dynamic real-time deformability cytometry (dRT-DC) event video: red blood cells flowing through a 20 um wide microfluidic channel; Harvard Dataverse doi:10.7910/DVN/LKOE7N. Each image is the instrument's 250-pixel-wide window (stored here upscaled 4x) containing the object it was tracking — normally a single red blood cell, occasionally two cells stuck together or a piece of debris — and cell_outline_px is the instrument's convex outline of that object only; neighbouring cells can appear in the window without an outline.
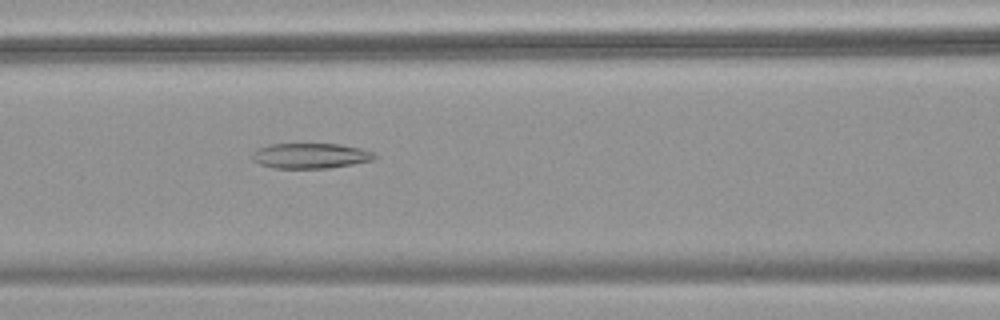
{"species": "common noctule bat (a hibernating species)", "species_latin": "Nyctalus noctula", "temperature_condition": "warm", "stored_images_in_passage": 54, "camera_frame_rate_fps": 3000, "um_per_image_px": 0.085, "animal": {"sex": "female", "body_mass_g": 18.4}, "frame": {"image": 1, "passage_image": 24, "time_ms": 7.667, "image_size_px": [1000, 320], "cell_outline_px": [[376, 156], [372, 160], [352, 164], [328, 168], [272, 168], [260, 164], [252, 160], [252, 152], [256, 148], [268, 144], [340, 144], [360, 148], [376, 152]], "centroid_in_image_um": [26.36, 13.23], "position_along_channel_um": 140.2, "area_um2": 18.15}}
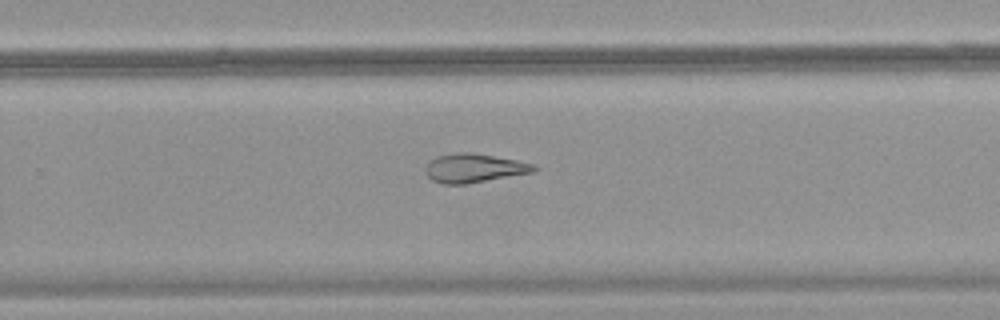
{"frame": {"image": 2, "passage_image": 36, "time_ms": 11.667, "image_size_px": [1000, 320], "cell_outline_px": [[536, 168], [532, 172], [464, 184], [444, 184], [432, 180], [424, 172], [424, 168], [436, 156], [456, 152], [472, 152], [516, 160], [536, 164]], "centroid_in_image_um": [40.25, 14.28], "position_along_channel_um": 289.5, "area_um2": 18.03}}
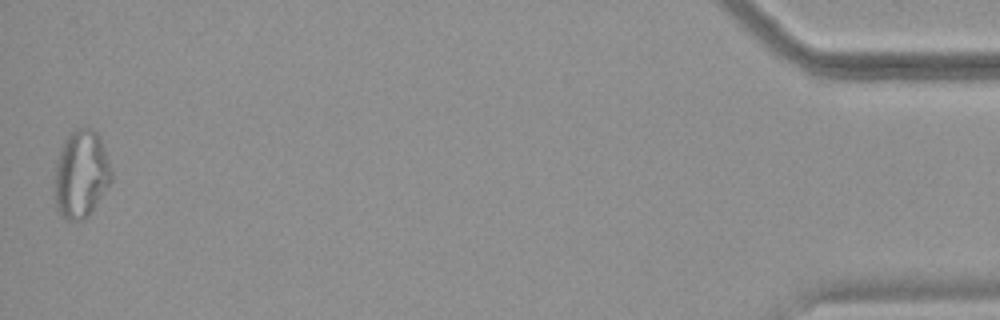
{"frame": {"image": 3, "passage_image": 54, "time_ms": 17.667, "image_size_px": [1000, 320], "cell_outline_px": [[112, 180], [88, 216], [84, 220], [68, 220], [56, 208], [56, 160], [64, 140], [76, 128], [92, 128], [100, 136], [112, 172]], "centroid_in_image_um": [6.91, 14.78], "position_along_channel_um": 428.3, "area_um2": 28.55}}